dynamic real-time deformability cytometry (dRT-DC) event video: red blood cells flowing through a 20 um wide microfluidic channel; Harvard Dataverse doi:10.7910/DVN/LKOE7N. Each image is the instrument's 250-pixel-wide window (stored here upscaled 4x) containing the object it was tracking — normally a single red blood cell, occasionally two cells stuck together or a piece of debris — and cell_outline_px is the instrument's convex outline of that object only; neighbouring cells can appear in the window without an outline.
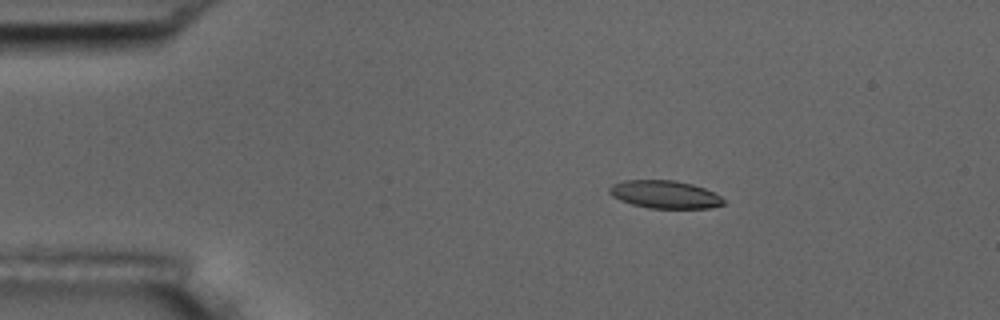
{"species": "common noctule bat (a hibernating species)", "species_latin": "Nyctalus noctula", "temperature_condition": "room temperature", "stored_images_in_passage": 4, "camera_frame_rate_fps": 3000, "um_per_image_px": 0.085, "animal": {"sex": "male", "body_mass_g": 17.5, "forearm_length_mm": 52.3}, "frame": {"image": 1, "passage_image": 2, "time_ms": 2.0, "image_size_px": [1000, 320], "cell_outline_px": [[724, 204], [708, 208], [648, 208], [632, 204], [620, 200], [612, 196], [608, 192], [608, 188], [612, 184], [624, 180], [676, 180], [692, 184], [704, 188], [720, 196], [724, 200]], "centroid_in_image_um": [56.47, 16.52], "position_along_channel_um": 28.5, "area_um2": 18.5}}
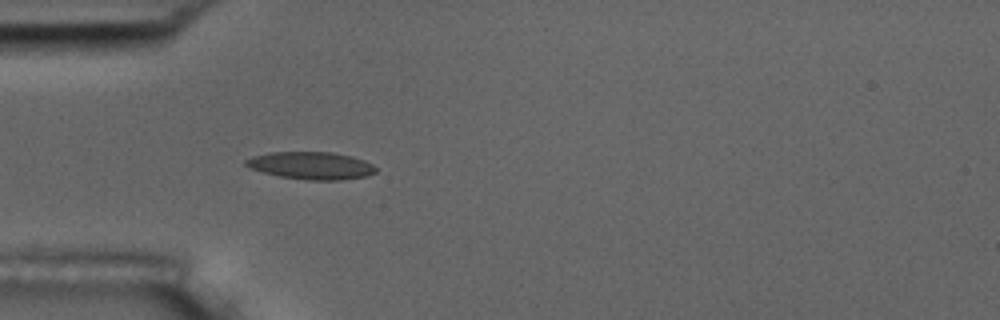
{"frame": {"image": 2, "passage_image": 4, "time_ms": 4.333, "image_size_px": [1000, 320], "cell_outline_px": [[376, 172], [368, 176], [340, 180], [308, 180], [280, 176], [264, 172], [252, 168], [244, 164], [244, 160], [252, 156], [268, 152], [332, 152], [352, 156], [364, 160], [372, 164], [376, 168]], "centroid_in_image_um": [26.47, 14.07], "position_along_channel_um": 58.5, "area_um2": 20.81}}